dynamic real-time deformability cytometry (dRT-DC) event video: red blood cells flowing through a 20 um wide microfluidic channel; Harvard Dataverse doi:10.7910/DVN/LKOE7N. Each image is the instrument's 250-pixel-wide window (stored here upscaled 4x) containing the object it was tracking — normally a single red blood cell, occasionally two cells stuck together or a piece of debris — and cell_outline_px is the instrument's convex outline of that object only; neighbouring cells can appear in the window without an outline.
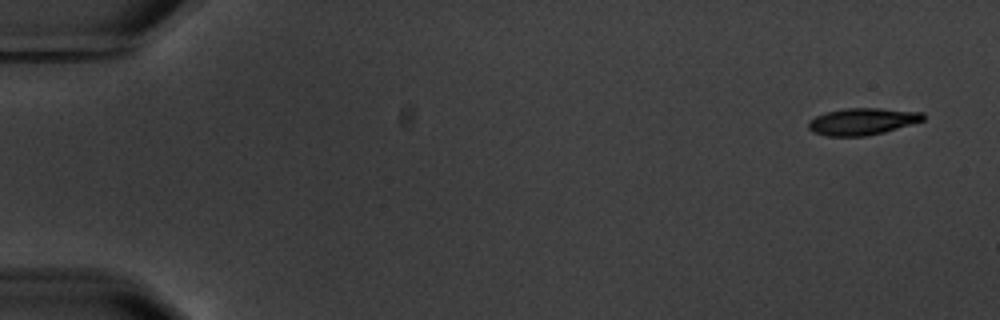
{"species": "common noctule bat (a hibernating species)", "species_latin": "Nyctalus noctula", "temperature_condition": "warm", "stored_images_in_passage": 4, "camera_frame_rate_fps": 3000, "um_per_image_px": 0.085, "animal": {"sex": "male", "body_mass_g": 20.1, "forearm_length_mm": 53.5}, "frame": {"image": 1, "passage_image": 1, "time_ms": 0.0, "image_size_px": [1000, 320], "cell_outline_px": [[924, 120], [912, 124], [884, 132], [864, 136], [824, 136], [812, 132], [808, 128], [808, 120], [824, 112], [844, 108], [880, 108], [924, 112]], "centroid_in_image_um": [73.26, 10.32], "position_along_channel_um": 11.7, "area_um2": 18.15}}